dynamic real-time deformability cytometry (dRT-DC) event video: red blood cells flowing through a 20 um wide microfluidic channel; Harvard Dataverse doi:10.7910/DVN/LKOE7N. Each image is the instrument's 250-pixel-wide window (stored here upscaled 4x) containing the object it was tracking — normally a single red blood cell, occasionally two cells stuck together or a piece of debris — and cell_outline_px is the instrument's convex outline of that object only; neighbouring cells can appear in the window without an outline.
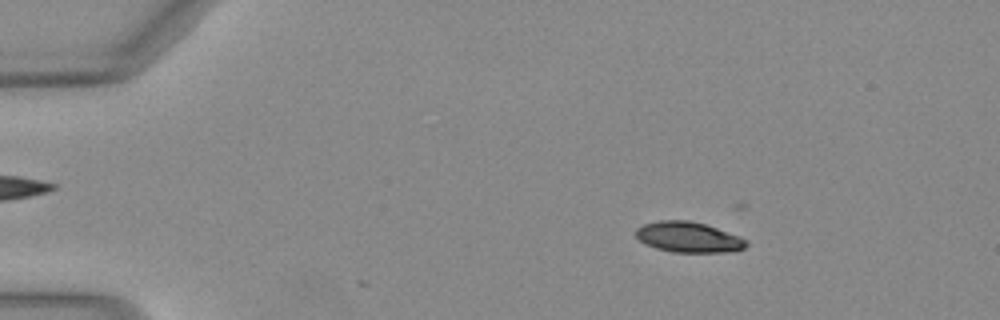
{"species": "Egyptian fruit bat (a non-hibernating species)", "species_latin": "Rousettus aegyptiacus", "temperature_condition": "warm", "stored_images_in_passage": 8, "camera_frame_rate_fps": 3000, "um_per_image_px": 0.085, "animal": {"sex": "female"}, "frame": {"image": 1, "passage_image": 6, "time_ms": 1.667, "image_size_px": [1000, 320], "cell_outline_px": [[748, 244], [744, 248], [724, 252], [676, 252], [656, 248], [644, 244], [636, 236], [636, 228], [644, 224], [660, 220], [688, 220], [704, 224], [740, 236], [748, 240]], "centroid_in_image_um": [58.51, 20.15], "position_along_channel_um": 26.5, "area_um2": 19.48}}